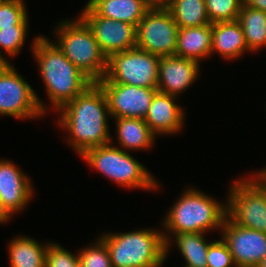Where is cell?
<instances>
[{"label":"cell","mask_w":266,"mask_h":267,"mask_svg":"<svg viewBox=\"0 0 266 267\" xmlns=\"http://www.w3.org/2000/svg\"><path fill=\"white\" fill-rule=\"evenodd\" d=\"M57 112L61 114L57 119L58 125L67 129V142L79 156L88 149L111 143L108 102L97 82H93Z\"/></svg>","instance_id":"obj_1"},{"label":"cell","mask_w":266,"mask_h":267,"mask_svg":"<svg viewBox=\"0 0 266 267\" xmlns=\"http://www.w3.org/2000/svg\"><path fill=\"white\" fill-rule=\"evenodd\" d=\"M32 52L55 111L60 110L93 83L64 56L56 42L54 44L45 36L33 39Z\"/></svg>","instance_id":"obj_2"},{"label":"cell","mask_w":266,"mask_h":267,"mask_svg":"<svg viewBox=\"0 0 266 267\" xmlns=\"http://www.w3.org/2000/svg\"><path fill=\"white\" fill-rule=\"evenodd\" d=\"M169 210L162 223L166 230L163 231L166 243V258L168 249L173 244L171 243V236H168L169 234L206 233V231L217 230V228L221 231L224 219L227 216V204H221L214 198L192 187L187 188Z\"/></svg>","instance_id":"obj_3"},{"label":"cell","mask_w":266,"mask_h":267,"mask_svg":"<svg viewBox=\"0 0 266 267\" xmlns=\"http://www.w3.org/2000/svg\"><path fill=\"white\" fill-rule=\"evenodd\" d=\"M100 239L107 246L112 267H161L166 259V243L160 230L105 233Z\"/></svg>","instance_id":"obj_4"},{"label":"cell","mask_w":266,"mask_h":267,"mask_svg":"<svg viewBox=\"0 0 266 267\" xmlns=\"http://www.w3.org/2000/svg\"><path fill=\"white\" fill-rule=\"evenodd\" d=\"M57 46L92 82H98L107 72V57L102 53L94 34L79 16L64 20L56 27Z\"/></svg>","instance_id":"obj_5"},{"label":"cell","mask_w":266,"mask_h":267,"mask_svg":"<svg viewBox=\"0 0 266 267\" xmlns=\"http://www.w3.org/2000/svg\"><path fill=\"white\" fill-rule=\"evenodd\" d=\"M129 154L110 143L88 149L81 157L96 171L120 186L145 190L157 189L159 184L154 176Z\"/></svg>","instance_id":"obj_6"},{"label":"cell","mask_w":266,"mask_h":267,"mask_svg":"<svg viewBox=\"0 0 266 267\" xmlns=\"http://www.w3.org/2000/svg\"><path fill=\"white\" fill-rule=\"evenodd\" d=\"M44 104L13 65L0 63V115L18 119L43 117L48 108Z\"/></svg>","instance_id":"obj_7"},{"label":"cell","mask_w":266,"mask_h":267,"mask_svg":"<svg viewBox=\"0 0 266 267\" xmlns=\"http://www.w3.org/2000/svg\"><path fill=\"white\" fill-rule=\"evenodd\" d=\"M159 58L138 47L114 53L107 59L105 78L111 83L157 88Z\"/></svg>","instance_id":"obj_8"},{"label":"cell","mask_w":266,"mask_h":267,"mask_svg":"<svg viewBox=\"0 0 266 267\" xmlns=\"http://www.w3.org/2000/svg\"><path fill=\"white\" fill-rule=\"evenodd\" d=\"M230 187L227 216L237 225L266 233V192L248 178H240Z\"/></svg>","instance_id":"obj_9"},{"label":"cell","mask_w":266,"mask_h":267,"mask_svg":"<svg viewBox=\"0 0 266 267\" xmlns=\"http://www.w3.org/2000/svg\"><path fill=\"white\" fill-rule=\"evenodd\" d=\"M178 26L168 9L148 10L136 27V47L153 55H175Z\"/></svg>","instance_id":"obj_10"},{"label":"cell","mask_w":266,"mask_h":267,"mask_svg":"<svg viewBox=\"0 0 266 267\" xmlns=\"http://www.w3.org/2000/svg\"><path fill=\"white\" fill-rule=\"evenodd\" d=\"M221 233L236 267H258L266 257L265 232L237 225L226 216Z\"/></svg>","instance_id":"obj_11"},{"label":"cell","mask_w":266,"mask_h":267,"mask_svg":"<svg viewBox=\"0 0 266 267\" xmlns=\"http://www.w3.org/2000/svg\"><path fill=\"white\" fill-rule=\"evenodd\" d=\"M104 91L112 118H141L148 113L157 88L111 83L105 77L97 82Z\"/></svg>","instance_id":"obj_12"},{"label":"cell","mask_w":266,"mask_h":267,"mask_svg":"<svg viewBox=\"0 0 266 267\" xmlns=\"http://www.w3.org/2000/svg\"><path fill=\"white\" fill-rule=\"evenodd\" d=\"M79 15L92 30L102 53L112 54L136 47V26L98 15L88 4Z\"/></svg>","instance_id":"obj_13"},{"label":"cell","mask_w":266,"mask_h":267,"mask_svg":"<svg viewBox=\"0 0 266 267\" xmlns=\"http://www.w3.org/2000/svg\"><path fill=\"white\" fill-rule=\"evenodd\" d=\"M31 179L12 161L0 159V204L10 218L23 210L32 199Z\"/></svg>","instance_id":"obj_14"},{"label":"cell","mask_w":266,"mask_h":267,"mask_svg":"<svg viewBox=\"0 0 266 267\" xmlns=\"http://www.w3.org/2000/svg\"><path fill=\"white\" fill-rule=\"evenodd\" d=\"M199 67L196 60L176 55L160 57L157 90L178 97L196 81Z\"/></svg>","instance_id":"obj_15"},{"label":"cell","mask_w":266,"mask_h":267,"mask_svg":"<svg viewBox=\"0 0 266 267\" xmlns=\"http://www.w3.org/2000/svg\"><path fill=\"white\" fill-rule=\"evenodd\" d=\"M176 98L159 91L154 95L144 121L155 135H172L183 128L185 114L181 106L175 103Z\"/></svg>","instance_id":"obj_16"},{"label":"cell","mask_w":266,"mask_h":267,"mask_svg":"<svg viewBox=\"0 0 266 267\" xmlns=\"http://www.w3.org/2000/svg\"><path fill=\"white\" fill-rule=\"evenodd\" d=\"M247 50L244 32L237 20L212 23L211 55L217 52L226 60H232Z\"/></svg>","instance_id":"obj_17"},{"label":"cell","mask_w":266,"mask_h":267,"mask_svg":"<svg viewBox=\"0 0 266 267\" xmlns=\"http://www.w3.org/2000/svg\"><path fill=\"white\" fill-rule=\"evenodd\" d=\"M212 23L204 26L178 28L176 56L201 62L211 55Z\"/></svg>","instance_id":"obj_18"},{"label":"cell","mask_w":266,"mask_h":267,"mask_svg":"<svg viewBox=\"0 0 266 267\" xmlns=\"http://www.w3.org/2000/svg\"><path fill=\"white\" fill-rule=\"evenodd\" d=\"M87 4L102 17L136 27L149 10L142 0H89Z\"/></svg>","instance_id":"obj_19"},{"label":"cell","mask_w":266,"mask_h":267,"mask_svg":"<svg viewBox=\"0 0 266 267\" xmlns=\"http://www.w3.org/2000/svg\"><path fill=\"white\" fill-rule=\"evenodd\" d=\"M119 148L127 150L149 149L153 146L155 135L144 119L141 118H114Z\"/></svg>","instance_id":"obj_20"},{"label":"cell","mask_w":266,"mask_h":267,"mask_svg":"<svg viewBox=\"0 0 266 267\" xmlns=\"http://www.w3.org/2000/svg\"><path fill=\"white\" fill-rule=\"evenodd\" d=\"M48 245L26 236L13 238L8 246L10 267H45Z\"/></svg>","instance_id":"obj_21"},{"label":"cell","mask_w":266,"mask_h":267,"mask_svg":"<svg viewBox=\"0 0 266 267\" xmlns=\"http://www.w3.org/2000/svg\"><path fill=\"white\" fill-rule=\"evenodd\" d=\"M237 21L244 32L248 51H258L266 45V12L243 3Z\"/></svg>","instance_id":"obj_22"},{"label":"cell","mask_w":266,"mask_h":267,"mask_svg":"<svg viewBox=\"0 0 266 267\" xmlns=\"http://www.w3.org/2000/svg\"><path fill=\"white\" fill-rule=\"evenodd\" d=\"M178 28L211 24L205 0H174L168 8Z\"/></svg>","instance_id":"obj_23"},{"label":"cell","mask_w":266,"mask_h":267,"mask_svg":"<svg viewBox=\"0 0 266 267\" xmlns=\"http://www.w3.org/2000/svg\"><path fill=\"white\" fill-rule=\"evenodd\" d=\"M175 243L179 248L187 267H207V253L209 244L204 233L173 234Z\"/></svg>","instance_id":"obj_24"},{"label":"cell","mask_w":266,"mask_h":267,"mask_svg":"<svg viewBox=\"0 0 266 267\" xmlns=\"http://www.w3.org/2000/svg\"><path fill=\"white\" fill-rule=\"evenodd\" d=\"M27 31L28 24H17L0 29V48L5 50L9 56H16L25 44ZM1 53L0 50V63H9V60H6Z\"/></svg>","instance_id":"obj_25"},{"label":"cell","mask_w":266,"mask_h":267,"mask_svg":"<svg viewBox=\"0 0 266 267\" xmlns=\"http://www.w3.org/2000/svg\"><path fill=\"white\" fill-rule=\"evenodd\" d=\"M210 23L236 21L244 0H205Z\"/></svg>","instance_id":"obj_26"},{"label":"cell","mask_w":266,"mask_h":267,"mask_svg":"<svg viewBox=\"0 0 266 267\" xmlns=\"http://www.w3.org/2000/svg\"><path fill=\"white\" fill-rule=\"evenodd\" d=\"M24 0H0V29L29 24Z\"/></svg>","instance_id":"obj_27"},{"label":"cell","mask_w":266,"mask_h":267,"mask_svg":"<svg viewBox=\"0 0 266 267\" xmlns=\"http://www.w3.org/2000/svg\"><path fill=\"white\" fill-rule=\"evenodd\" d=\"M80 267H112L106 244L98 238L94 244L78 252Z\"/></svg>","instance_id":"obj_28"},{"label":"cell","mask_w":266,"mask_h":267,"mask_svg":"<svg viewBox=\"0 0 266 267\" xmlns=\"http://www.w3.org/2000/svg\"><path fill=\"white\" fill-rule=\"evenodd\" d=\"M45 267H80L79 255H74L57 243H49Z\"/></svg>","instance_id":"obj_29"},{"label":"cell","mask_w":266,"mask_h":267,"mask_svg":"<svg viewBox=\"0 0 266 267\" xmlns=\"http://www.w3.org/2000/svg\"><path fill=\"white\" fill-rule=\"evenodd\" d=\"M206 259L207 267H236L223 239L215 240L209 244Z\"/></svg>","instance_id":"obj_30"},{"label":"cell","mask_w":266,"mask_h":267,"mask_svg":"<svg viewBox=\"0 0 266 267\" xmlns=\"http://www.w3.org/2000/svg\"><path fill=\"white\" fill-rule=\"evenodd\" d=\"M174 0H142L144 5L149 9H168Z\"/></svg>","instance_id":"obj_31"},{"label":"cell","mask_w":266,"mask_h":267,"mask_svg":"<svg viewBox=\"0 0 266 267\" xmlns=\"http://www.w3.org/2000/svg\"><path fill=\"white\" fill-rule=\"evenodd\" d=\"M258 188L266 192V167L249 178Z\"/></svg>","instance_id":"obj_32"},{"label":"cell","mask_w":266,"mask_h":267,"mask_svg":"<svg viewBox=\"0 0 266 267\" xmlns=\"http://www.w3.org/2000/svg\"><path fill=\"white\" fill-rule=\"evenodd\" d=\"M244 3L253 9L266 12V0H244Z\"/></svg>","instance_id":"obj_33"},{"label":"cell","mask_w":266,"mask_h":267,"mask_svg":"<svg viewBox=\"0 0 266 267\" xmlns=\"http://www.w3.org/2000/svg\"><path fill=\"white\" fill-rule=\"evenodd\" d=\"M10 218L3 212L0 204V223H6Z\"/></svg>","instance_id":"obj_34"},{"label":"cell","mask_w":266,"mask_h":267,"mask_svg":"<svg viewBox=\"0 0 266 267\" xmlns=\"http://www.w3.org/2000/svg\"><path fill=\"white\" fill-rule=\"evenodd\" d=\"M258 267H266V257L260 262Z\"/></svg>","instance_id":"obj_35"}]
</instances>
